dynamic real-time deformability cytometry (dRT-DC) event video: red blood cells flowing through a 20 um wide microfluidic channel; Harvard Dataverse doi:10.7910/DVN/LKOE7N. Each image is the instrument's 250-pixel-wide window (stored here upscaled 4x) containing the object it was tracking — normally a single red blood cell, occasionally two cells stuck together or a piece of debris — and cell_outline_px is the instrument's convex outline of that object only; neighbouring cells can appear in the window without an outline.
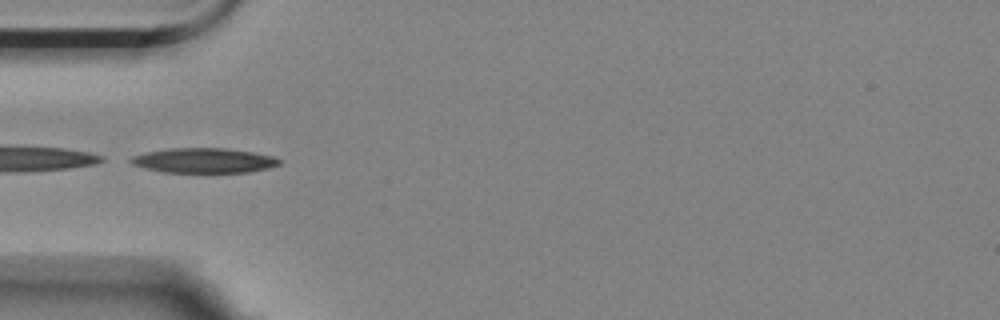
{"species": "Egyptian fruit bat (a non-hibernating species)", "species_latin": "Rousettus aegyptiacus", "temperature_condition": "room temperature", "stored_images_in_passage": 4, "camera_frame_rate_fps": 3000, "um_per_image_px": 0.085, "animal": {"sex": "female"}, "frame": {"image": 1, "passage_image": 4, "time_ms": 1.0, "image_size_px": [1000, 320], "cell_outline_px": [[280, 164], [268, 168], [248, 172], [164, 172], [144, 168], [132, 164], [128, 160], [132, 156], [148, 152], [172, 148], [224, 148], [252, 152], [272, 156], [280, 160]], "centroid_in_image_um": [17.31, 13.64], "position_along_channel_um": 67.7, "area_um2": 21.27}}